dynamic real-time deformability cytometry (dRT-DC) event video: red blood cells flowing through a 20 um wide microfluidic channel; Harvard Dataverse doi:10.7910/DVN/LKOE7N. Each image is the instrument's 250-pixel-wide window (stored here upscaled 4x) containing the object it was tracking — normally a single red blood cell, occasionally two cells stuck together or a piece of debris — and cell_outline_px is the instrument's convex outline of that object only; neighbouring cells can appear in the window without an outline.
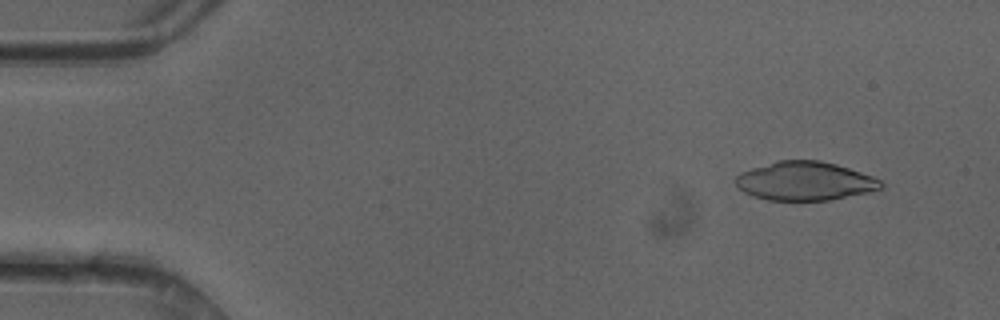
{"species": "common noctule bat (a hibernating species)", "species_latin": "Nyctalus noctula", "temperature_condition": "cold", "stored_images_in_passage": 48, "camera_frame_rate_fps": 3000, "um_per_image_px": 0.085, "animal": {"sex": "female"}, "frame": {"image": 1, "passage_image": 4, "time_ms": 1.0, "image_size_px": [1000, 320], "cell_outline_px": [[884, 184], [880, 188], [868, 192], [832, 200], [768, 200], [744, 192], [732, 180], [740, 172], [752, 168], [780, 160], [820, 160], [836, 164], [872, 176], [880, 180]], "centroid_in_image_um": [68.4, 15.39], "position_along_channel_um": 16.6, "area_um2": 32.6}}
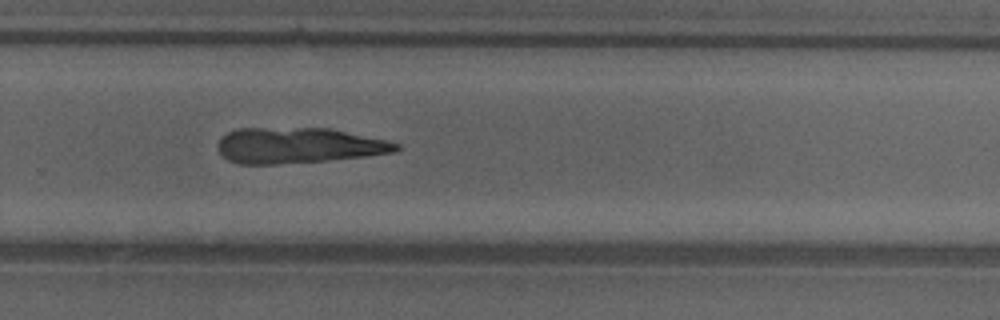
{"frame": {"image": 2, "passage_image": 32, "time_ms": 10.333, "image_size_px": [1000, 320], "cell_outline_px": [[400, 148], [396, 152], [364, 156], [324, 160], [276, 164], [240, 164], [228, 160], [216, 148], [216, 144], [220, 136], [236, 128], [332, 128], [384, 140], [400, 144]], "centroid_in_image_um": [25.3, 12.35], "position_along_channel_um": 304.5, "area_um2": 36.99}}